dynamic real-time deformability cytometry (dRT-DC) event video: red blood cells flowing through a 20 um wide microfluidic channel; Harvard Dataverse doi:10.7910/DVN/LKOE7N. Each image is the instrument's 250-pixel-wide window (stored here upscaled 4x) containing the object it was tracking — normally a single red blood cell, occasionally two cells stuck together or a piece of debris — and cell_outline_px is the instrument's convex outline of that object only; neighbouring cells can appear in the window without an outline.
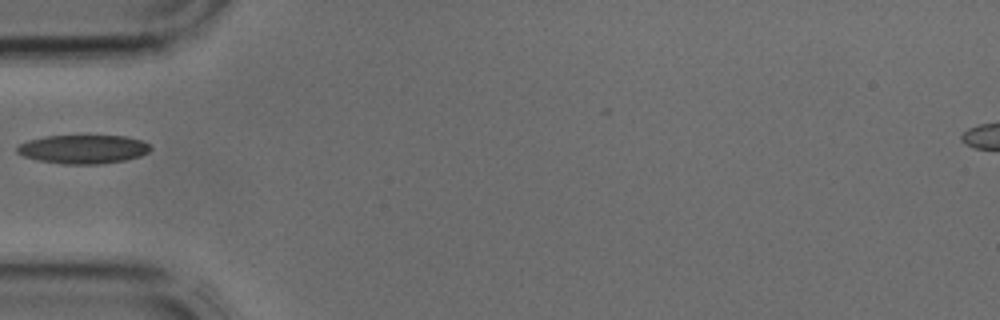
{"species": "common noctule bat (a hibernating species)", "species_latin": "Nyctalus noctula", "temperature_condition": "cold", "stored_images_in_passage": 4, "camera_frame_rate_fps": 3000, "um_per_image_px": 0.085, "animal": {"sex": "male", "body_mass_g": 17.9, "forearm_length_mm": 54.2}, "frame": {"image": 1, "passage_image": 4, "time_ms": 1.0, "image_size_px": [1000, 320], "cell_outline_px": [[152, 148], [148, 152], [140, 156], [124, 160], [104, 164], [64, 164], [36, 160], [24, 156], [16, 152], [16, 148], [20, 144], [28, 140], [44, 136], [124, 136], [140, 140], [148, 144]], "centroid_in_image_um": [7.05, 12.69], "position_along_channel_um": 78.0, "area_um2": 22.31}}